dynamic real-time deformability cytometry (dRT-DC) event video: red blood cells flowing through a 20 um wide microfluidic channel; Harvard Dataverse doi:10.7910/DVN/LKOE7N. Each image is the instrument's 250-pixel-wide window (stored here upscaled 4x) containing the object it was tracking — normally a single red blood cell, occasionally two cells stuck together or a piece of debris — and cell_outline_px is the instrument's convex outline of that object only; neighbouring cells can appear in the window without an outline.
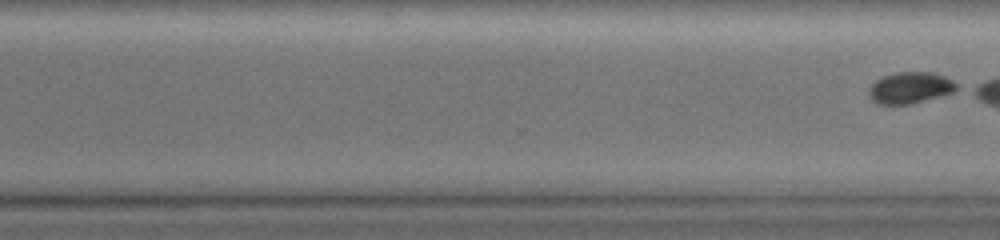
{"species": "common noctule bat (a hibernating species)", "species_latin": "Nyctalus noctula", "temperature_condition": "warm", "stored_images_in_passage": 68, "segment_of_instrument_passage": [2, 2], "camera_frame_rate_fps": 3000, "um_per_image_px": 0.085, "animal": {"sex": "female", "body_mass_g": 19.0, "forearm_length_mm": 51.5}, "frame": {"image": 1, "passage_image": 68, "time_ms": 14.0, "image_size_px": [1000, 240], "cell_outline_px": [[960, 88], [952, 92], [940, 96], [908, 104], [876, 104], [868, 96], [868, 88], [876, 80], [884, 76], [896, 72], [928, 72], [944, 76], [952, 80]], "centroid_in_image_um": [77.33, 7.46], "position_along_channel_um": 293.3, "area_um2": 15.95}}